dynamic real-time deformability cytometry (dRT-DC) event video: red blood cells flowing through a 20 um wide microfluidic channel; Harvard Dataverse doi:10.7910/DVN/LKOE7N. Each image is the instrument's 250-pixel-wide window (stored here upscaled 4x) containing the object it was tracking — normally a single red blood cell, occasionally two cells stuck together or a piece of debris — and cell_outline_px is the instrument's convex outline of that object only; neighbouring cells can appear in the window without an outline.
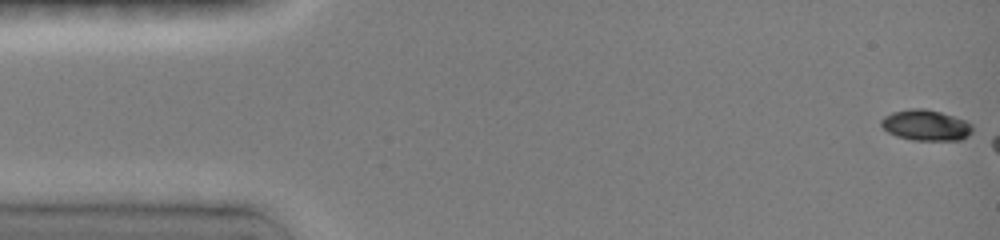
{"species": "common noctule bat (a hibernating species)", "species_latin": "Nyctalus noctula", "temperature_condition": "room temperature", "stored_images_in_passage": 6, "camera_frame_rate_fps": 3000, "um_per_image_px": 0.085, "animal": {"sex": "female", "body_mass_g": 19.0, "forearm_length_mm": 51.5}, "frame": {"image": 1, "passage_image": 1, "time_ms": 0.0, "image_size_px": [1000, 240], "cell_outline_px": [[972, 132], [968, 136], [960, 140], [912, 140], [896, 136], [888, 132], [880, 124], [880, 120], [884, 116], [892, 112], [908, 108], [924, 108], [940, 112], [964, 120], [972, 124]], "centroid_in_image_um": [78.67, 10.64], "position_along_channel_um": 6.3, "area_um2": 16.42}}